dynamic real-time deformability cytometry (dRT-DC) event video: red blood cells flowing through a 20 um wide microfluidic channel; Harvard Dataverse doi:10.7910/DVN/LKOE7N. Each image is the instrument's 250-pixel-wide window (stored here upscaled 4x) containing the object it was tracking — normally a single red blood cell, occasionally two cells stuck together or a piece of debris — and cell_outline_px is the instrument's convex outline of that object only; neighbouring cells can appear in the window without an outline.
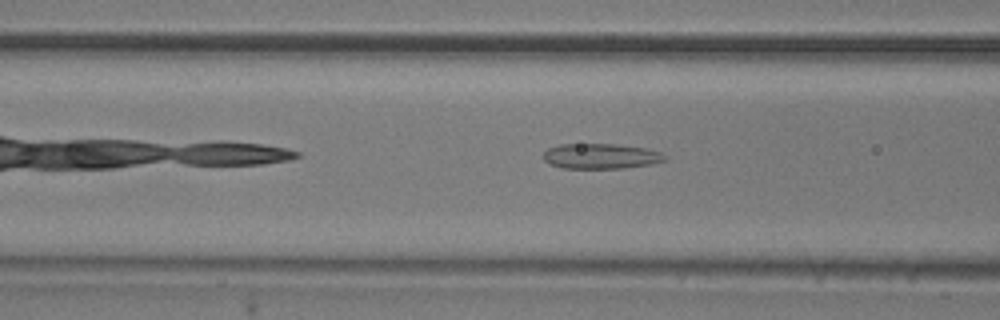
{"species": "common noctule bat (a hibernating species)", "species_latin": "Nyctalus noctula", "temperature_condition": "room temperature", "stored_images_in_passage": 38, "camera_frame_rate_fps": 3000, "um_per_image_px": 0.085, "animal": {"sex": "male", "body_mass_g": 20.5, "forearm_length_mm": 52.5}, "frame": {"image": 1, "passage_image": 4, "time_ms": 1.0, "image_size_px": [1000, 320], "cell_outline_px": [[668, 156], [664, 160], [648, 164], [624, 168], [560, 168], [548, 164], [544, 160], [544, 152], [548, 148], [560, 144], [612, 144], [644, 148], [660, 152]], "centroid_in_image_um": [51.01, 13.28], "position_along_channel_um": 115.6, "area_um2": 17.74}}
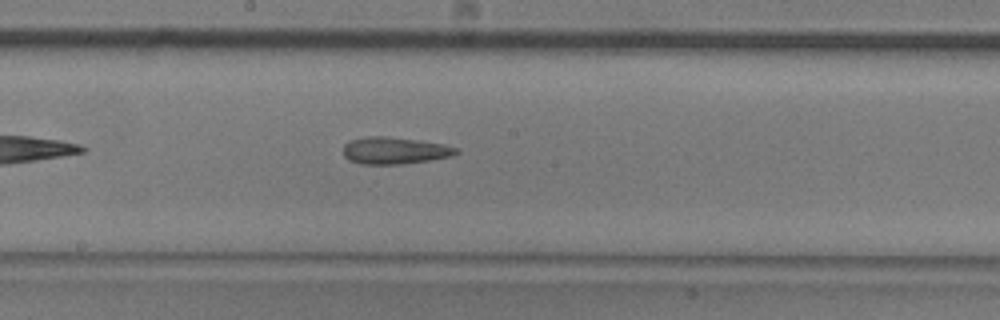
{"frame": {"image": 2, "passage_image": 12, "time_ms": 3.667, "image_size_px": [1000, 320], "cell_outline_px": [[460, 152], [452, 156], [432, 160], [404, 164], [360, 164], [344, 156], [344, 144], [348, 140], [368, 136], [384, 136], [416, 140], [444, 144], [456, 148]], "centroid_in_image_um": [33.55, 12.8], "position_along_channel_um": 214.7, "area_um2": 17.74}}
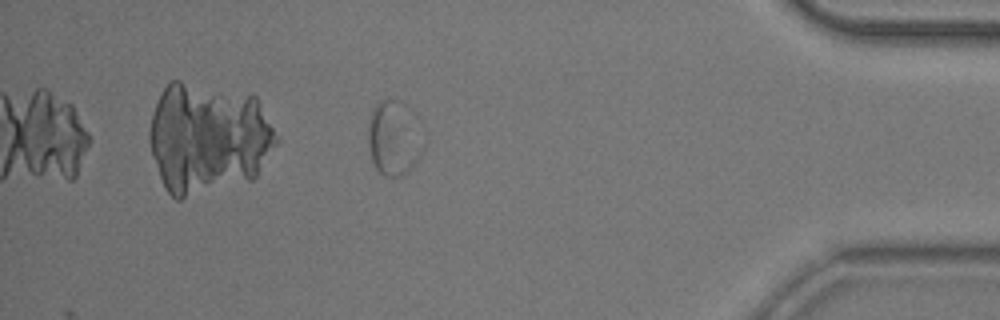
{"frame": {"image": 3, "passage_image": 31, "time_ms": 10.0, "image_size_px": [1000, 320], "cell_outline_px": [[424, 148], [420, 156], [408, 172], [400, 176], [384, 176], [376, 168], [372, 160], [368, 144], [368, 128], [372, 108], [380, 100], [392, 100], [424, 144]], "centroid_in_image_um": [33.35, 11.92], "position_along_channel_um": 401.8, "area_um2": 21.79}}